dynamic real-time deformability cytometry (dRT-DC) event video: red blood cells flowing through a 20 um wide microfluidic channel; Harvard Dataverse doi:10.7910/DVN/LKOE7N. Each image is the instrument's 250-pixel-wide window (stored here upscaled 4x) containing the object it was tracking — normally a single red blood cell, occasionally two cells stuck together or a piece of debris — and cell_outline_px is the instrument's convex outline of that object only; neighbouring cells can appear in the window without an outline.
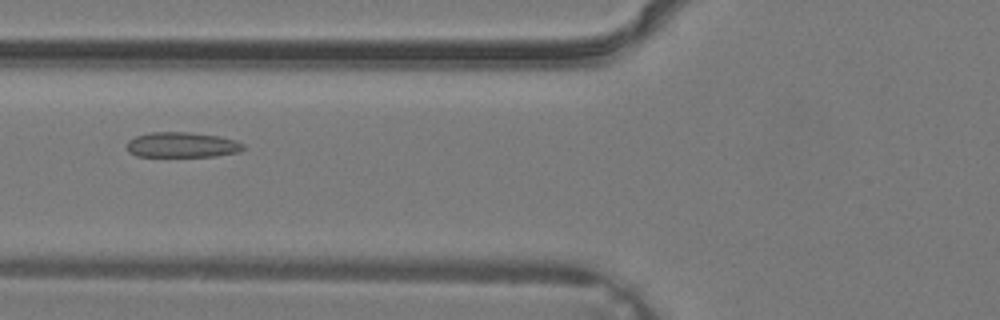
{"species": "common noctule bat (a hibernating species)", "species_latin": "Nyctalus noctula", "temperature_condition": "warm", "stored_images_in_passage": 29, "camera_frame_rate_fps": 3000, "um_per_image_px": 0.085, "animal": {"sex": "male", "body_mass_g": 19.2, "forearm_length_mm": 51.8}, "frame": {"image": 1, "passage_image": 6, "time_ms": 1.667, "image_size_px": [1000, 320], "cell_outline_px": [[244, 148], [240, 152], [216, 156], [136, 156], [128, 152], [128, 140], [136, 136], [148, 132], [188, 132], [220, 136], [236, 140], [244, 144]], "centroid_in_image_um": [15.49, 12.31], "position_along_channel_um": 110.3, "area_um2": 17.22}}
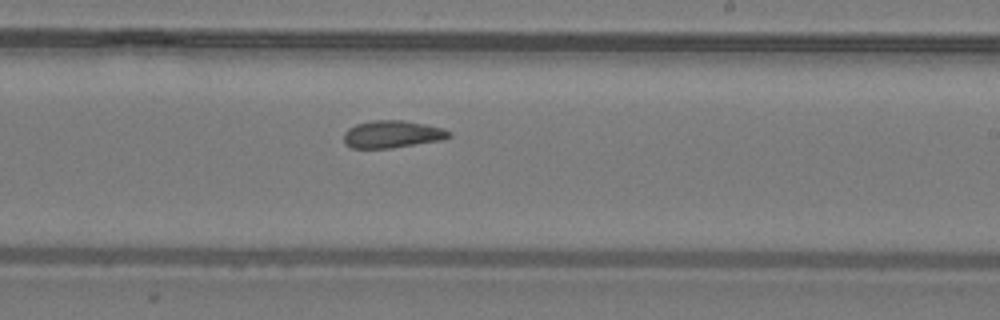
{"frame": {"image": 2, "passage_image": 14, "time_ms": 4.333, "image_size_px": [1000, 320], "cell_outline_px": [[452, 136], [444, 140], [392, 148], [352, 148], [344, 144], [344, 132], [348, 128], [356, 124], [372, 120], [404, 120], [444, 128], [452, 132]], "centroid_in_image_um": [33.36, 11.41], "position_along_channel_um": 255.6, "area_um2": 17.05}}
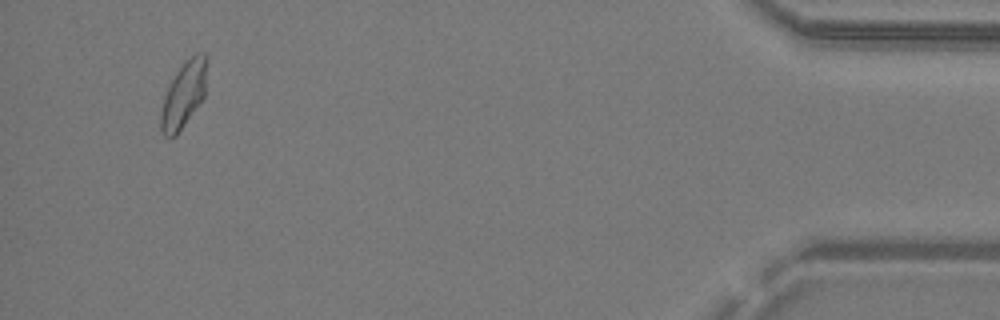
{"frame": {"image": 3, "passage_image": 27, "time_ms": 8.667, "image_size_px": [1000, 320], "cell_outline_px": [[208, 64], [204, 96], [176, 136], [168, 140], [160, 132], [160, 112], [164, 96], [176, 72], [184, 60], [196, 52], [208, 52]], "centroid_in_image_um": [15.62, 8.0], "position_along_channel_um": 419.6, "area_um2": 18.15}}